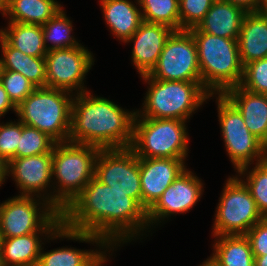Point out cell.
Segmentation results:
<instances>
[{
	"instance_id": "cell-1",
	"label": "cell",
	"mask_w": 267,
	"mask_h": 266,
	"mask_svg": "<svg viewBox=\"0 0 267 266\" xmlns=\"http://www.w3.org/2000/svg\"><path fill=\"white\" fill-rule=\"evenodd\" d=\"M61 222L71 230L94 234L107 245L139 240L150 229L147 211L134 198L96 177L61 212Z\"/></svg>"
},
{
	"instance_id": "cell-2",
	"label": "cell",
	"mask_w": 267,
	"mask_h": 266,
	"mask_svg": "<svg viewBox=\"0 0 267 266\" xmlns=\"http://www.w3.org/2000/svg\"><path fill=\"white\" fill-rule=\"evenodd\" d=\"M136 113L90 91L74 94L68 141L99 149L129 148Z\"/></svg>"
},
{
	"instance_id": "cell-3",
	"label": "cell",
	"mask_w": 267,
	"mask_h": 266,
	"mask_svg": "<svg viewBox=\"0 0 267 266\" xmlns=\"http://www.w3.org/2000/svg\"><path fill=\"white\" fill-rule=\"evenodd\" d=\"M198 50L201 83L210 94H223L239 86L243 76L237 39L223 38L189 29Z\"/></svg>"
},
{
	"instance_id": "cell-4",
	"label": "cell",
	"mask_w": 267,
	"mask_h": 266,
	"mask_svg": "<svg viewBox=\"0 0 267 266\" xmlns=\"http://www.w3.org/2000/svg\"><path fill=\"white\" fill-rule=\"evenodd\" d=\"M98 147L70 141L53 148V207L61 213L95 177ZM56 178V179H55Z\"/></svg>"
},
{
	"instance_id": "cell-5",
	"label": "cell",
	"mask_w": 267,
	"mask_h": 266,
	"mask_svg": "<svg viewBox=\"0 0 267 266\" xmlns=\"http://www.w3.org/2000/svg\"><path fill=\"white\" fill-rule=\"evenodd\" d=\"M140 77L149 85L142 110L136 111L142 118L187 121L204 102L213 97L201 81L156 80L148 74Z\"/></svg>"
},
{
	"instance_id": "cell-6",
	"label": "cell",
	"mask_w": 267,
	"mask_h": 266,
	"mask_svg": "<svg viewBox=\"0 0 267 266\" xmlns=\"http://www.w3.org/2000/svg\"><path fill=\"white\" fill-rule=\"evenodd\" d=\"M74 94L55 88H36L16 107L18 120L34 127L56 143L69 140Z\"/></svg>"
},
{
	"instance_id": "cell-7",
	"label": "cell",
	"mask_w": 267,
	"mask_h": 266,
	"mask_svg": "<svg viewBox=\"0 0 267 266\" xmlns=\"http://www.w3.org/2000/svg\"><path fill=\"white\" fill-rule=\"evenodd\" d=\"M186 122L142 118L136 113L130 148L138 158H186L189 153Z\"/></svg>"
},
{
	"instance_id": "cell-8",
	"label": "cell",
	"mask_w": 267,
	"mask_h": 266,
	"mask_svg": "<svg viewBox=\"0 0 267 266\" xmlns=\"http://www.w3.org/2000/svg\"><path fill=\"white\" fill-rule=\"evenodd\" d=\"M61 223V213L38 197L17 195L0 203V239L54 232Z\"/></svg>"
},
{
	"instance_id": "cell-9",
	"label": "cell",
	"mask_w": 267,
	"mask_h": 266,
	"mask_svg": "<svg viewBox=\"0 0 267 266\" xmlns=\"http://www.w3.org/2000/svg\"><path fill=\"white\" fill-rule=\"evenodd\" d=\"M213 97H216L225 150L234 171L254 165V160L255 163L265 160L267 147L248 130L238 109L223 94H213Z\"/></svg>"
},
{
	"instance_id": "cell-10",
	"label": "cell",
	"mask_w": 267,
	"mask_h": 266,
	"mask_svg": "<svg viewBox=\"0 0 267 266\" xmlns=\"http://www.w3.org/2000/svg\"><path fill=\"white\" fill-rule=\"evenodd\" d=\"M223 187L215 210L212 236L245 235L264 217L249 189L237 176H229Z\"/></svg>"
},
{
	"instance_id": "cell-11",
	"label": "cell",
	"mask_w": 267,
	"mask_h": 266,
	"mask_svg": "<svg viewBox=\"0 0 267 266\" xmlns=\"http://www.w3.org/2000/svg\"><path fill=\"white\" fill-rule=\"evenodd\" d=\"M148 75L156 80L201 81L197 45L189 30L171 33Z\"/></svg>"
},
{
	"instance_id": "cell-12",
	"label": "cell",
	"mask_w": 267,
	"mask_h": 266,
	"mask_svg": "<svg viewBox=\"0 0 267 266\" xmlns=\"http://www.w3.org/2000/svg\"><path fill=\"white\" fill-rule=\"evenodd\" d=\"M58 238L96 244L95 246L98 248L107 246L100 237L88 232L71 230L61 223L54 232H35L24 236L0 239L2 264L3 266H37L42 244H45L43 241L48 242V240Z\"/></svg>"
},
{
	"instance_id": "cell-13",
	"label": "cell",
	"mask_w": 267,
	"mask_h": 266,
	"mask_svg": "<svg viewBox=\"0 0 267 266\" xmlns=\"http://www.w3.org/2000/svg\"><path fill=\"white\" fill-rule=\"evenodd\" d=\"M45 60L46 87L72 94L88 91L87 87H84V81L95 59L87 47L80 44L71 48L50 50L47 51Z\"/></svg>"
},
{
	"instance_id": "cell-14",
	"label": "cell",
	"mask_w": 267,
	"mask_h": 266,
	"mask_svg": "<svg viewBox=\"0 0 267 266\" xmlns=\"http://www.w3.org/2000/svg\"><path fill=\"white\" fill-rule=\"evenodd\" d=\"M95 177L115 191L128 193L142 206L139 158L130 147L100 149Z\"/></svg>"
},
{
	"instance_id": "cell-15",
	"label": "cell",
	"mask_w": 267,
	"mask_h": 266,
	"mask_svg": "<svg viewBox=\"0 0 267 266\" xmlns=\"http://www.w3.org/2000/svg\"><path fill=\"white\" fill-rule=\"evenodd\" d=\"M52 166L53 153L13 158L8 162L7 176L19 188V196L38 197L53 206Z\"/></svg>"
},
{
	"instance_id": "cell-16",
	"label": "cell",
	"mask_w": 267,
	"mask_h": 266,
	"mask_svg": "<svg viewBox=\"0 0 267 266\" xmlns=\"http://www.w3.org/2000/svg\"><path fill=\"white\" fill-rule=\"evenodd\" d=\"M201 178L186 169L167 187L162 196L147 211L149 227L165 221L175 214L188 213L201 199L204 187Z\"/></svg>"
},
{
	"instance_id": "cell-17",
	"label": "cell",
	"mask_w": 267,
	"mask_h": 266,
	"mask_svg": "<svg viewBox=\"0 0 267 266\" xmlns=\"http://www.w3.org/2000/svg\"><path fill=\"white\" fill-rule=\"evenodd\" d=\"M187 158H139L142 207L148 211L187 168Z\"/></svg>"
},
{
	"instance_id": "cell-18",
	"label": "cell",
	"mask_w": 267,
	"mask_h": 266,
	"mask_svg": "<svg viewBox=\"0 0 267 266\" xmlns=\"http://www.w3.org/2000/svg\"><path fill=\"white\" fill-rule=\"evenodd\" d=\"M173 31L166 25L143 21L125 42H133L131 59L140 76L149 74L156 66L165 42Z\"/></svg>"
},
{
	"instance_id": "cell-19",
	"label": "cell",
	"mask_w": 267,
	"mask_h": 266,
	"mask_svg": "<svg viewBox=\"0 0 267 266\" xmlns=\"http://www.w3.org/2000/svg\"><path fill=\"white\" fill-rule=\"evenodd\" d=\"M223 95L242 114L248 130L267 147V97L235 86Z\"/></svg>"
},
{
	"instance_id": "cell-20",
	"label": "cell",
	"mask_w": 267,
	"mask_h": 266,
	"mask_svg": "<svg viewBox=\"0 0 267 266\" xmlns=\"http://www.w3.org/2000/svg\"><path fill=\"white\" fill-rule=\"evenodd\" d=\"M99 0L103 17L113 36L125 43L143 22L138 0ZM136 5H135V4ZM138 5V6H137Z\"/></svg>"
},
{
	"instance_id": "cell-21",
	"label": "cell",
	"mask_w": 267,
	"mask_h": 266,
	"mask_svg": "<svg viewBox=\"0 0 267 266\" xmlns=\"http://www.w3.org/2000/svg\"><path fill=\"white\" fill-rule=\"evenodd\" d=\"M237 42L243 66L267 57V17L262 11L245 14Z\"/></svg>"
},
{
	"instance_id": "cell-22",
	"label": "cell",
	"mask_w": 267,
	"mask_h": 266,
	"mask_svg": "<svg viewBox=\"0 0 267 266\" xmlns=\"http://www.w3.org/2000/svg\"><path fill=\"white\" fill-rule=\"evenodd\" d=\"M246 13L237 5L215 0L197 28L214 36L238 39Z\"/></svg>"
},
{
	"instance_id": "cell-23",
	"label": "cell",
	"mask_w": 267,
	"mask_h": 266,
	"mask_svg": "<svg viewBox=\"0 0 267 266\" xmlns=\"http://www.w3.org/2000/svg\"><path fill=\"white\" fill-rule=\"evenodd\" d=\"M62 8L57 0H7L2 15L8 22L43 25Z\"/></svg>"
},
{
	"instance_id": "cell-24",
	"label": "cell",
	"mask_w": 267,
	"mask_h": 266,
	"mask_svg": "<svg viewBox=\"0 0 267 266\" xmlns=\"http://www.w3.org/2000/svg\"><path fill=\"white\" fill-rule=\"evenodd\" d=\"M3 70L24 75L36 88L46 87L45 57H33L11 47L0 36Z\"/></svg>"
},
{
	"instance_id": "cell-25",
	"label": "cell",
	"mask_w": 267,
	"mask_h": 266,
	"mask_svg": "<svg viewBox=\"0 0 267 266\" xmlns=\"http://www.w3.org/2000/svg\"><path fill=\"white\" fill-rule=\"evenodd\" d=\"M214 237L210 258L219 266H255L251 245L246 235Z\"/></svg>"
},
{
	"instance_id": "cell-26",
	"label": "cell",
	"mask_w": 267,
	"mask_h": 266,
	"mask_svg": "<svg viewBox=\"0 0 267 266\" xmlns=\"http://www.w3.org/2000/svg\"><path fill=\"white\" fill-rule=\"evenodd\" d=\"M0 36L13 48L33 57H45L42 25L9 22Z\"/></svg>"
},
{
	"instance_id": "cell-27",
	"label": "cell",
	"mask_w": 267,
	"mask_h": 266,
	"mask_svg": "<svg viewBox=\"0 0 267 266\" xmlns=\"http://www.w3.org/2000/svg\"><path fill=\"white\" fill-rule=\"evenodd\" d=\"M42 31L47 51L71 48L81 44L74 38L75 36L71 35L72 21L66 16L64 8L42 25Z\"/></svg>"
},
{
	"instance_id": "cell-28",
	"label": "cell",
	"mask_w": 267,
	"mask_h": 266,
	"mask_svg": "<svg viewBox=\"0 0 267 266\" xmlns=\"http://www.w3.org/2000/svg\"><path fill=\"white\" fill-rule=\"evenodd\" d=\"M143 21L180 31L179 0H138Z\"/></svg>"
},
{
	"instance_id": "cell-29",
	"label": "cell",
	"mask_w": 267,
	"mask_h": 266,
	"mask_svg": "<svg viewBox=\"0 0 267 266\" xmlns=\"http://www.w3.org/2000/svg\"><path fill=\"white\" fill-rule=\"evenodd\" d=\"M252 167L250 169L251 165H249L238 170L236 176L249 189L262 216L267 217V158Z\"/></svg>"
},
{
	"instance_id": "cell-30",
	"label": "cell",
	"mask_w": 267,
	"mask_h": 266,
	"mask_svg": "<svg viewBox=\"0 0 267 266\" xmlns=\"http://www.w3.org/2000/svg\"><path fill=\"white\" fill-rule=\"evenodd\" d=\"M41 249L37 266H87L104 248L81 250L72 247L56 248L51 251Z\"/></svg>"
},
{
	"instance_id": "cell-31",
	"label": "cell",
	"mask_w": 267,
	"mask_h": 266,
	"mask_svg": "<svg viewBox=\"0 0 267 266\" xmlns=\"http://www.w3.org/2000/svg\"><path fill=\"white\" fill-rule=\"evenodd\" d=\"M56 142L44 132L21 122V137L17 145L16 158L53 153Z\"/></svg>"
},
{
	"instance_id": "cell-32",
	"label": "cell",
	"mask_w": 267,
	"mask_h": 266,
	"mask_svg": "<svg viewBox=\"0 0 267 266\" xmlns=\"http://www.w3.org/2000/svg\"><path fill=\"white\" fill-rule=\"evenodd\" d=\"M241 88L260 94L267 92V57L252 61L243 67Z\"/></svg>"
},
{
	"instance_id": "cell-33",
	"label": "cell",
	"mask_w": 267,
	"mask_h": 266,
	"mask_svg": "<svg viewBox=\"0 0 267 266\" xmlns=\"http://www.w3.org/2000/svg\"><path fill=\"white\" fill-rule=\"evenodd\" d=\"M0 82L16 107L36 89L24 75L10 70L2 71Z\"/></svg>"
},
{
	"instance_id": "cell-34",
	"label": "cell",
	"mask_w": 267,
	"mask_h": 266,
	"mask_svg": "<svg viewBox=\"0 0 267 266\" xmlns=\"http://www.w3.org/2000/svg\"><path fill=\"white\" fill-rule=\"evenodd\" d=\"M215 0H179L180 30L197 27Z\"/></svg>"
},
{
	"instance_id": "cell-35",
	"label": "cell",
	"mask_w": 267,
	"mask_h": 266,
	"mask_svg": "<svg viewBox=\"0 0 267 266\" xmlns=\"http://www.w3.org/2000/svg\"><path fill=\"white\" fill-rule=\"evenodd\" d=\"M21 137V121L0 123V156L7 163L16 158L17 145Z\"/></svg>"
},
{
	"instance_id": "cell-36",
	"label": "cell",
	"mask_w": 267,
	"mask_h": 266,
	"mask_svg": "<svg viewBox=\"0 0 267 266\" xmlns=\"http://www.w3.org/2000/svg\"><path fill=\"white\" fill-rule=\"evenodd\" d=\"M253 256L267 255V217L257 222L246 234Z\"/></svg>"
},
{
	"instance_id": "cell-37",
	"label": "cell",
	"mask_w": 267,
	"mask_h": 266,
	"mask_svg": "<svg viewBox=\"0 0 267 266\" xmlns=\"http://www.w3.org/2000/svg\"><path fill=\"white\" fill-rule=\"evenodd\" d=\"M9 110H13L16 113V106L12 103L4 86L0 82V118L5 116Z\"/></svg>"
},
{
	"instance_id": "cell-38",
	"label": "cell",
	"mask_w": 267,
	"mask_h": 266,
	"mask_svg": "<svg viewBox=\"0 0 267 266\" xmlns=\"http://www.w3.org/2000/svg\"><path fill=\"white\" fill-rule=\"evenodd\" d=\"M237 5L246 12L261 11V0H220Z\"/></svg>"
},
{
	"instance_id": "cell-39",
	"label": "cell",
	"mask_w": 267,
	"mask_h": 266,
	"mask_svg": "<svg viewBox=\"0 0 267 266\" xmlns=\"http://www.w3.org/2000/svg\"><path fill=\"white\" fill-rule=\"evenodd\" d=\"M121 245H107L104 247L103 251H100L93 259L92 261L87 265V266H103L105 262H107L109 255H112L113 253L110 251H116L114 250L115 248L117 249ZM109 252V253H108ZM109 255H107V254ZM108 256V257H107Z\"/></svg>"
},
{
	"instance_id": "cell-40",
	"label": "cell",
	"mask_w": 267,
	"mask_h": 266,
	"mask_svg": "<svg viewBox=\"0 0 267 266\" xmlns=\"http://www.w3.org/2000/svg\"><path fill=\"white\" fill-rule=\"evenodd\" d=\"M7 161L0 156V187L7 178Z\"/></svg>"
},
{
	"instance_id": "cell-41",
	"label": "cell",
	"mask_w": 267,
	"mask_h": 266,
	"mask_svg": "<svg viewBox=\"0 0 267 266\" xmlns=\"http://www.w3.org/2000/svg\"><path fill=\"white\" fill-rule=\"evenodd\" d=\"M255 266H267V255L254 256Z\"/></svg>"
},
{
	"instance_id": "cell-42",
	"label": "cell",
	"mask_w": 267,
	"mask_h": 266,
	"mask_svg": "<svg viewBox=\"0 0 267 266\" xmlns=\"http://www.w3.org/2000/svg\"><path fill=\"white\" fill-rule=\"evenodd\" d=\"M199 266H219L215 261H213L210 257L202 262Z\"/></svg>"
},
{
	"instance_id": "cell-43",
	"label": "cell",
	"mask_w": 267,
	"mask_h": 266,
	"mask_svg": "<svg viewBox=\"0 0 267 266\" xmlns=\"http://www.w3.org/2000/svg\"><path fill=\"white\" fill-rule=\"evenodd\" d=\"M7 4V0H0V13L2 14Z\"/></svg>"
},
{
	"instance_id": "cell-44",
	"label": "cell",
	"mask_w": 267,
	"mask_h": 266,
	"mask_svg": "<svg viewBox=\"0 0 267 266\" xmlns=\"http://www.w3.org/2000/svg\"><path fill=\"white\" fill-rule=\"evenodd\" d=\"M2 71H3V64H2V58L0 57V80H1Z\"/></svg>"
},
{
	"instance_id": "cell-45",
	"label": "cell",
	"mask_w": 267,
	"mask_h": 266,
	"mask_svg": "<svg viewBox=\"0 0 267 266\" xmlns=\"http://www.w3.org/2000/svg\"><path fill=\"white\" fill-rule=\"evenodd\" d=\"M262 13L267 17V5L261 9Z\"/></svg>"
},
{
	"instance_id": "cell-46",
	"label": "cell",
	"mask_w": 267,
	"mask_h": 266,
	"mask_svg": "<svg viewBox=\"0 0 267 266\" xmlns=\"http://www.w3.org/2000/svg\"><path fill=\"white\" fill-rule=\"evenodd\" d=\"M267 5V0H261V9Z\"/></svg>"
},
{
	"instance_id": "cell-47",
	"label": "cell",
	"mask_w": 267,
	"mask_h": 266,
	"mask_svg": "<svg viewBox=\"0 0 267 266\" xmlns=\"http://www.w3.org/2000/svg\"><path fill=\"white\" fill-rule=\"evenodd\" d=\"M0 266H3L2 259H1V250H0Z\"/></svg>"
}]
</instances>
